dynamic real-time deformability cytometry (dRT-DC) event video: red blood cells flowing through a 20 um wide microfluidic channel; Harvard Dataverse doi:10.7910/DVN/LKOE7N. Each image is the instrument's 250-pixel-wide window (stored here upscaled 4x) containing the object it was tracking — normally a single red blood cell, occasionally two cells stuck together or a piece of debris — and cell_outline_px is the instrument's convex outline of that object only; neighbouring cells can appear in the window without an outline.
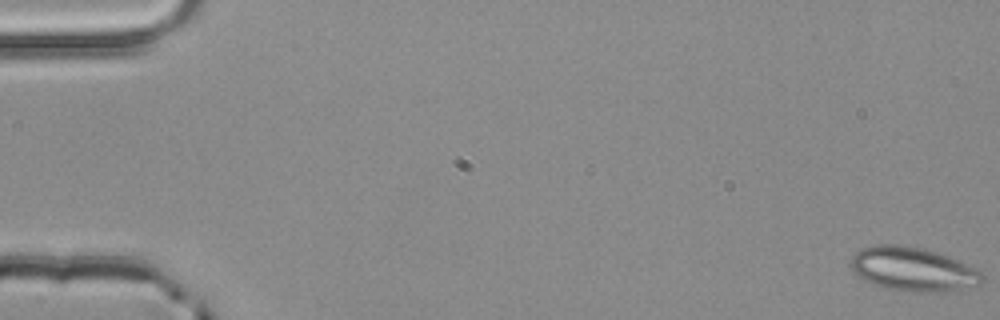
{"species": "common noctule bat (a hibernating species)", "species_latin": "Nyctalus noctula", "temperature_condition": "room temperature", "stored_images_in_passage": 4, "camera_frame_rate_fps": 3000, "um_per_image_px": 0.085, "animal": {"sex": "male", "body_mass_g": 20.4}, "frame": {"image": 1, "passage_image": 1, "time_ms": 0.0, "image_size_px": [1000, 320], "cell_outline_px": [[984, 280], [980, 284], [944, 292], [912, 292], [884, 288], [864, 280], [848, 264], [852, 256], [856, 252], [864, 248], [880, 244], [896, 244], [924, 248], [960, 260], [980, 268], [984, 272]], "centroid_in_image_um": [77.67, 22.88], "position_along_channel_um": 7.3, "area_um2": 33.99}}